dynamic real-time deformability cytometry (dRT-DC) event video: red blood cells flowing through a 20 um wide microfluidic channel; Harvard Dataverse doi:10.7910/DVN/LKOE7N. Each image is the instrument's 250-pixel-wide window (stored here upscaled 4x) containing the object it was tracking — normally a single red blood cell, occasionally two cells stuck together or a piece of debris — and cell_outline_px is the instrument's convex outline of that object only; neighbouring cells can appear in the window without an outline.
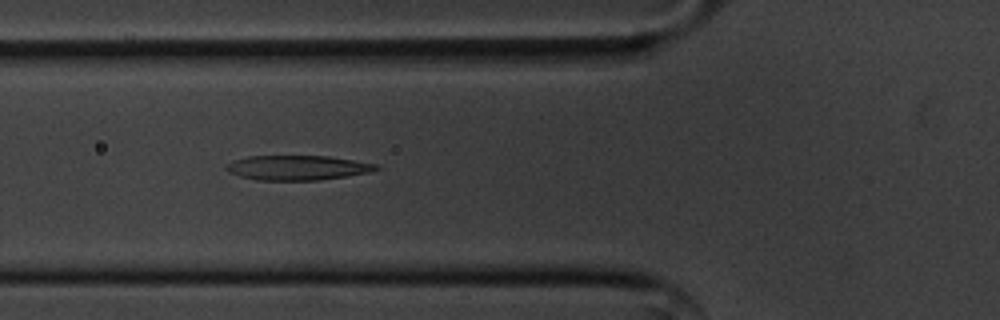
{"species": "common noctule bat (a hibernating species)", "species_latin": "Nyctalus noctula", "temperature_condition": "cold", "stored_images_in_passage": 14, "camera_frame_rate_fps": 3000, "um_per_image_px": 0.085, "animal": {"sex": "male", "body_mass_g": 20.1, "forearm_length_mm": 53.5}, "frame": {"image": 1, "passage_image": 8, "time_ms": 2.333, "image_size_px": [1000, 320], "cell_outline_px": [[380, 168], [368, 172], [348, 176], [320, 180], [256, 180], [240, 176], [228, 172], [224, 168], [224, 164], [232, 160], [248, 156], [328, 156], [376, 164]], "centroid_in_image_um": [25.21, 14.25], "position_along_channel_um": 100.6, "area_um2": 21.62}}
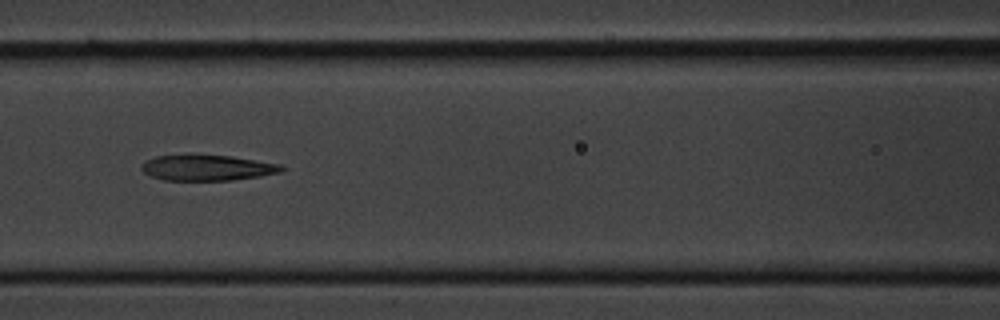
{"frame": {"image": 2, "passage_image": 12, "time_ms": 3.667, "image_size_px": [1000, 320], "cell_outline_px": [[284, 168], [280, 172], [260, 176], [232, 180], [164, 180], [152, 176], [144, 172], [140, 168], [144, 160], [156, 156], [188, 152], [192, 152], [232, 156], [284, 164]], "centroid_in_image_um": [17.58, 14.21], "position_along_channel_um": 149.0, "area_um2": 21.85}}